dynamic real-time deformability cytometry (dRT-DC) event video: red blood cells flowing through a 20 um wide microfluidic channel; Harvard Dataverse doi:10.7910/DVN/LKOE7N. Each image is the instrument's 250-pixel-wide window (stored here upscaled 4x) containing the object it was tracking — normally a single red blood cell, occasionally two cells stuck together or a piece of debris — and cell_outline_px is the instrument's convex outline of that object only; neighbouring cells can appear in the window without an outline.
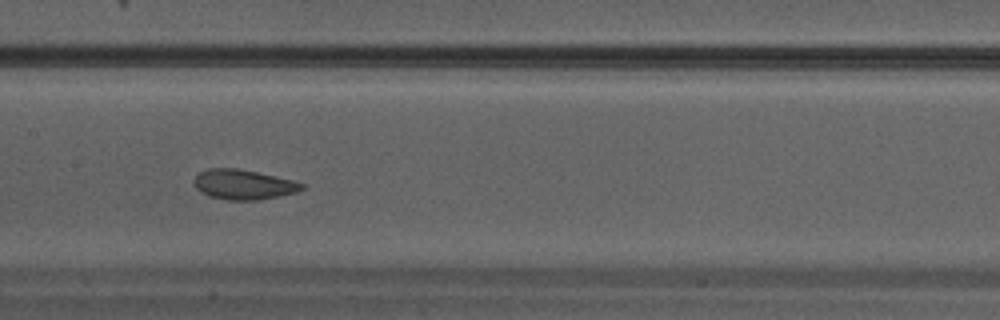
{"species": "Egyptian fruit bat (a non-hibernating species)", "species_latin": "Rousettus aegyptiacus", "temperature_condition": "warm", "stored_images_in_passage": 33, "camera_frame_rate_fps": 3000, "um_per_image_px": 0.085, "animal": {"sex": "male"}, "frame": {"image": 1, "passage_image": 15, "time_ms": 4.667, "image_size_px": [1000, 320], "cell_outline_px": [[304, 188], [296, 192], [260, 200], [228, 200], [208, 196], [200, 192], [196, 188], [192, 180], [200, 172], [208, 168], [236, 168], [256, 172], [292, 180], [304, 184]], "centroid_in_image_um": [20.65, 15.69], "position_along_channel_um": 186.8, "area_um2": 18.73}}
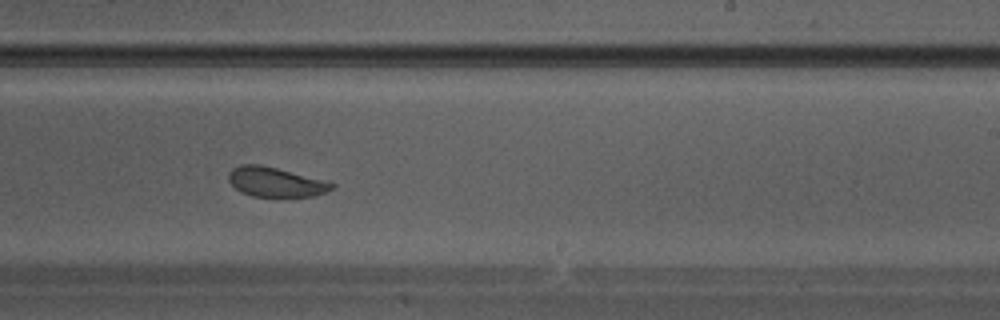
{"frame": {"image": 2, "passage_image": 19, "time_ms": 6.0, "image_size_px": [1000, 320], "cell_outline_px": [[336, 188], [312, 196], [252, 196], [240, 192], [228, 180], [228, 172], [232, 168], [240, 164], [260, 164], [276, 168], [336, 184]], "centroid_in_image_um": [23.36, 15.46], "position_along_channel_um": 265.6, "area_um2": 17.51}}
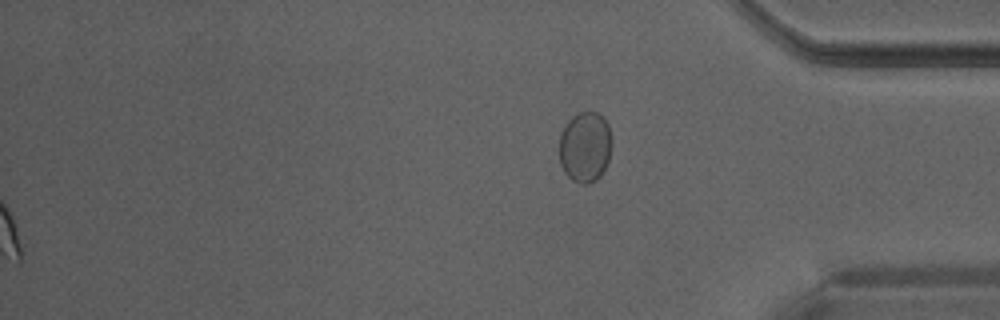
{"frame": {"image": 3, "passage_image": 33, "time_ms": 10.667, "image_size_px": [1000, 320], "cell_outline_px": [[612, 144], [608, 160], [600, 176], [596, 180], [588, 184], [580, 184], [572, 180], [564, 172], [560, 164], [560, 132], [564, 124], [572, 116], [580, 112], [596, 112], [604, 116], [608, 124], [612, 140]], "centroid_in_image_um": [49.73, 12.47], "position_along_channel_um": 385.5, "area_um2": 21.91}}